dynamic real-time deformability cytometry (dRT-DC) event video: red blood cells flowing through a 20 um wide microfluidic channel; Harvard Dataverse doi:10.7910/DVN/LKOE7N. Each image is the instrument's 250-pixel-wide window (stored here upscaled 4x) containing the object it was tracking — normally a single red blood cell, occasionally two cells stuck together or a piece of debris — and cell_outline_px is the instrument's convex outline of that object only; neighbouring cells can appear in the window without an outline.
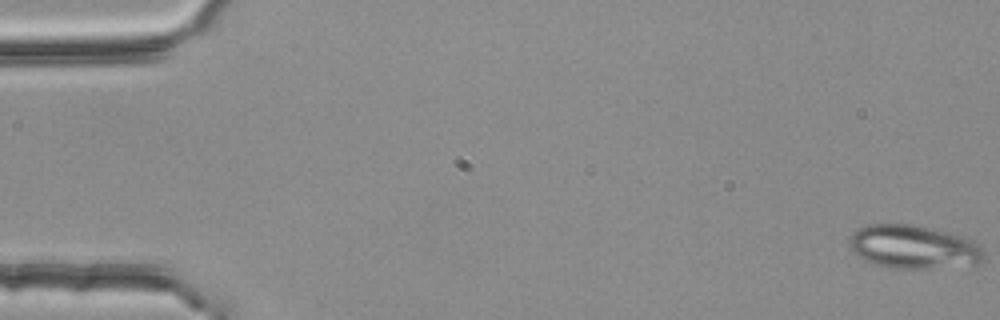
{"species": "common noctule bat (a hibernating species)", "species_latin": "Nyctalus noctula", "temperature_condition": "room temperature", "stored_images_in_passage": 55, "camera_frame_rate_fps": 3000, "um_per_image_px": 0.085, "animal": {"sex": "female", "body_mass_g": 25.1}, "frame": {"image": 1, "passage_image": 1, "time_ms": 0.0, "image_size_px": [1000, 320], "cell_outline_px": [[984, 256], [976, 264], [924, 268], [892, 268], [876, 264], [856, 256], [852, 252], [848, 244], [848, 236], [860, 228], [868, 224], [912, 224], [968, 236], [984, 248]], "centroid_in_image_um": [77.64, 20.97], "position_along_channel_um": 7.4, "area_um2": 34.33}}
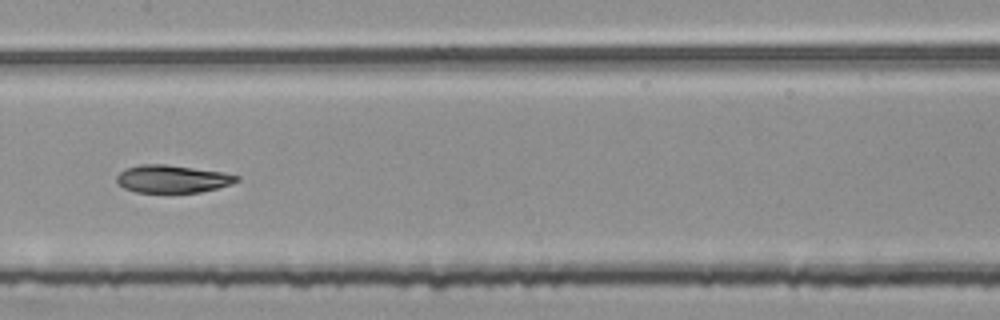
{"frame": {"image": 2, "passage_image": 28, "time_ms": 9.0, "image_size_px": [1000, 320], "cell_outline_px": [[240, 180], [232, 184], [200, 192], [136, 192], [124, 188], [116, 180], [116, 176], [120, 172], [128, 168], [140, 164], [164, 164], [224, 172], [240, 176]], "centroid_in_image_um": [14.68, 15.2], "position_along_channel_um": 192.7, "area_um2": 19.25}}
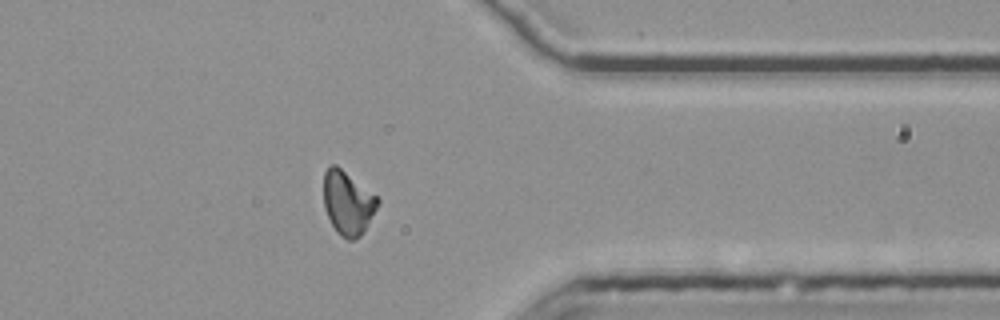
{"frame": {"image": 3, "passage_image": 44, "time_ms": 14.333, "image_size_px": [1000, 320], "cell_outline_px": [[380, 204], [368, 224], [360, 236], [352, 240], [348, 240], [336, 232], [324, 208], [324, 172], [328, 164], [336, 164], [376, 196], [380, 200]], "centroid_in_image_um": [29.55, 17.23], "position_along_channel_um": 381.8, "area_um2": 20.0}, "authors_computed_cell_mechanics": {"area_um2": 20.4034, "velocity_mm_per_s": 3.774, "shape_relaxation_time_tau1_ms": 5.2003, "shape_relaxation_time_tau2_ms": 2.6057, "deformation_change_tau1": 0.1811, "deformation_change_tau2": 0.0714}}